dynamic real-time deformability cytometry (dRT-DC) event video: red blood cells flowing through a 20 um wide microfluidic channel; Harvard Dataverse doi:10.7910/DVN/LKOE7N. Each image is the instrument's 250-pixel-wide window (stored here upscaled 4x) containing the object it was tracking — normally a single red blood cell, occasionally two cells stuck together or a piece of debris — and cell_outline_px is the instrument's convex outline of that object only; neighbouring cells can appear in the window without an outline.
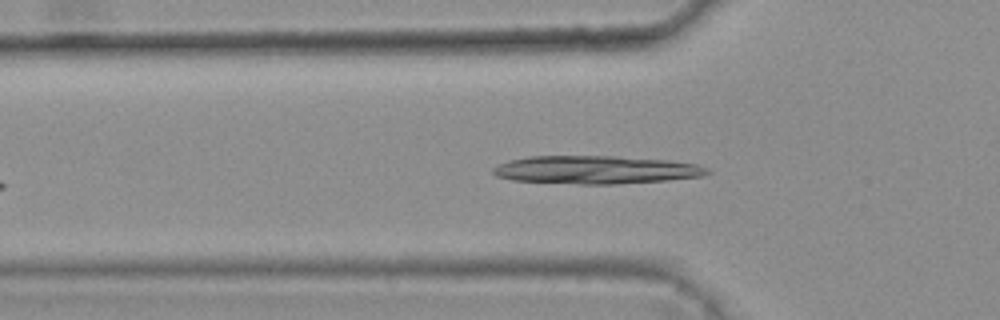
{"species": "common noctule bat (a hibernating species)", "species_latin": "Nyctalus noctula", "temperature_condition": "warm", "stored_images_in_passage": 36, "camera_frame_rate_fps": 3000, "um_per_image_px": 0.085, "animal": {"sex": "female", "body_mass_g": 25.1}, "frame": {"image": 1, "passage_image": 8, "time_ms": 2.333, "image_size_px": [1000, 320], "cell_outline_px": [[712, 172], [704, 176], [664, 180], [616, 184], [576, 184], [512, 180], [496, 176], [492, 172], [492, 168], [496, 164], [508, 160], [528, 156], [612, 156], [668, 160], [696, 164], [708, 168]], "centroid_in_image_um": [50.6, 14.43], "position_along_channel_um": 75.2, "area_um2": 35.2}}
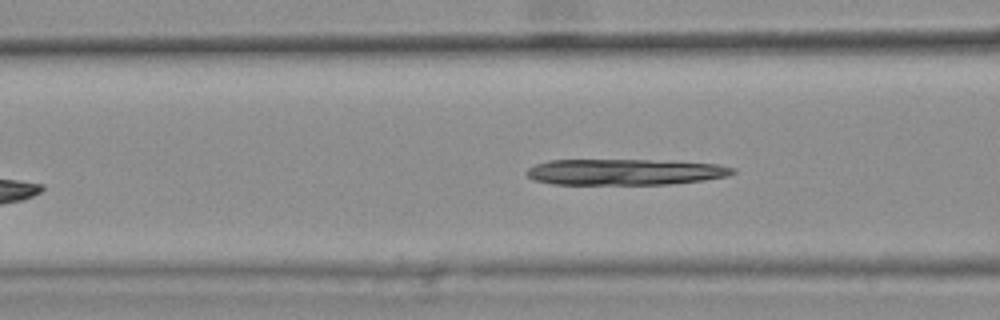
{"frame": {"image": 2, "passage_image": 11, "time_ms": 3.333, "image_size_px": [1000, 320], "cell_outline_px": [[736, 172], [728, 176], [704, 180], [668, 184], [552, 184], [532, 180], [524, 172], [528, 168], [536, 164], [548, 160], [648, 160], [720, 164], [736, 168]], "centroid_in_image_um": [53.1, 14.62], "position_along_channel_um": 113.5, "area_um2": 31.33}}
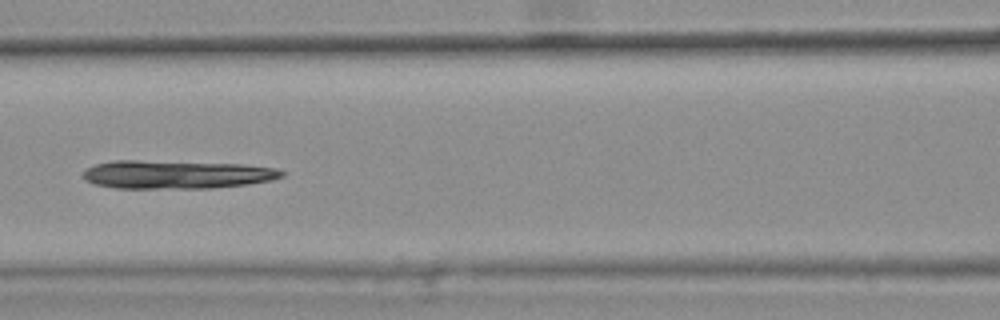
{"frame": {"image": 3, "passage_image": 14, "time_ms": 4.333, "image_size_px": [1000, 320], "cell_outline_px": [[284, 176], [272, 180], [248, 184], [212, 188], [116, 188], [96, 184], [84, 180], [84, 168], [96, 164], [112, 160], [136, 160], [244, 164], [276, 168], [284, 172]], "centroid_in_image_um": [15.0, 14.83], "position_along_channel_um": 151.6, "area_um2": 32.95}}